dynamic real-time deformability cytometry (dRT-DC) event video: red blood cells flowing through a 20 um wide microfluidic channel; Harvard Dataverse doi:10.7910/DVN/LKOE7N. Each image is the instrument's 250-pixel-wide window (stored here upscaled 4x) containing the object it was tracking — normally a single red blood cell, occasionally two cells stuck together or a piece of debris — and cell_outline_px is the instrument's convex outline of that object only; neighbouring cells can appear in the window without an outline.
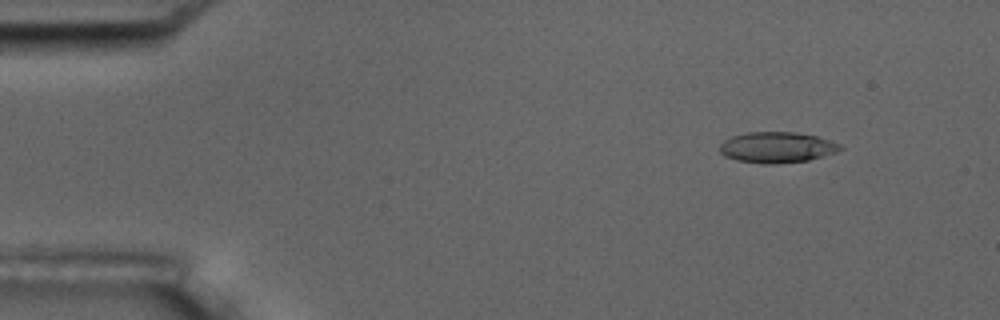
{"species": "common noctule bat (a hibernating species)", "species_latin": "Nyctalus noctula", "temperature_condition": "room temperature", "stored_images_in_passage": 4, "camera_frame_rate_fps": 3000, "um_per_image_px": 0.085, "animal": {"sex": "male", "body_mass_g": 17.5, "forearm_length_mm": 52.3}, "frame": {"image": 1, "passage_image": 1, "time_ms": 0.0, "image_size_px": [1000, 320], "cell_outline_px": [[844, 148], [836, 152], [808, 160], [776, 164], [764, 164], [736, 160], [724, 156], [720, 152], [720, 144], [724, 140], [732, 136], [748, 132], [796, 132], [816, 136], [840, 144]], "centroid_in_image_um": [66.02, 12.53], "position_along_channel_um": 19.0, "area_um2": 21.62}}